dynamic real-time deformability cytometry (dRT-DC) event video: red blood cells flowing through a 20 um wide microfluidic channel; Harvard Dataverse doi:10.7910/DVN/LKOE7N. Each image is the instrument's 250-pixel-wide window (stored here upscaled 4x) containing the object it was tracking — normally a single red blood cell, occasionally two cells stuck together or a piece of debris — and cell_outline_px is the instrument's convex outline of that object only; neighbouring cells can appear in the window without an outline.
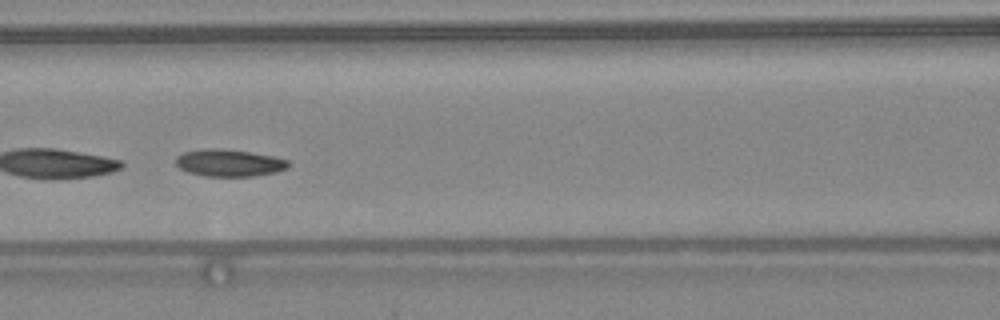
{"species": "common noctule bat (a hibernating species)", "species_latin": "Nyctalus noctula", "temperature_condition": "warm", "stored_images_in_passage": 36, "segment_of_instrument_passage": [2, 2], "camera_frame_rate_fps": 3000, "um_per_image_px": 0.085, "animal": {"sex": "female", "body_mass_g": 24.6, "forearm_length_mm": 56.2}, "frame": {"image": 1, "passage_image": 23, "time_ms": 7.333, "image_size_px": [1000, 320], "cell_outline_px": [[288, 168], [276, 172], [252, 176], [204, 176], [188, 172], [180, 168], [176, 164], [176, 156], [184, 152], [204, 148], [212, 148], [248, 152], [272, 156], [288, 160]], "centroid_in_image_um": [19.45, 13.85], "position_along_channel_um": 147.2, "area_um2": 17.57}}
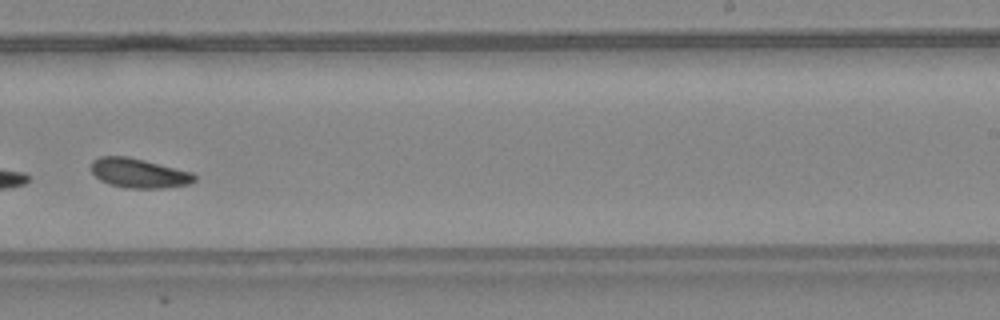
{"frame": {"image": 2, "passage_image": 32, "time_ms": 10.333, "image_size_px": [1000, 320], "cell_outline_px": [[196, 180], [192, 184], [168, 188], [124, 188], [108, 184], [100, 180], [92, 172], [92, 160], [100, 156], [128, 156], [192, 172], [196, 176]], "centroid_in_image_um": [11.83, 14.73], "position_along_channel_um": 277.2, "area_um2": 17.92}}